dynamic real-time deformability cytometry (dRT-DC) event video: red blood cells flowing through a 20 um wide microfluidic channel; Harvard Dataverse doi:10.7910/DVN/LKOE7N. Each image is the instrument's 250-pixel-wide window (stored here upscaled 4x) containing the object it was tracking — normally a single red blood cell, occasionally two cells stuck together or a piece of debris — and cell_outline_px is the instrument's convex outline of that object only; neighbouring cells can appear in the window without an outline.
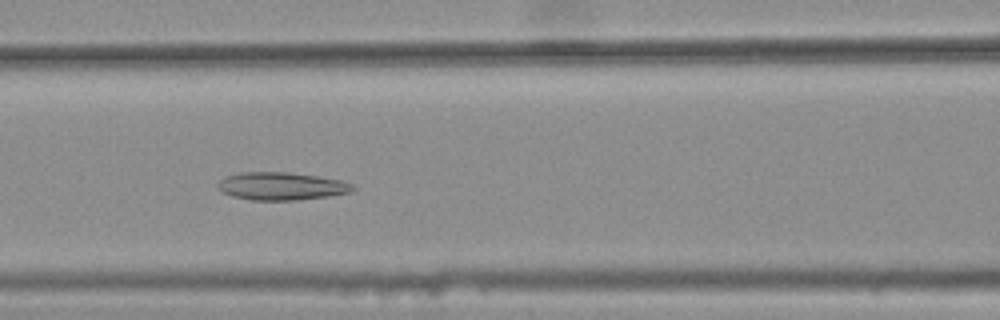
{"species": "common noctule bat (a hibernating species)", "species_latin": "Nyctalus noctula", "temperature_condition": "warm", "stored_images_in_passage": 42, "camera_frame_rate_fps": 3000, "um_per_image_px": 0.085, "animal": {"sex": "female", "body_mass_g": 25.1}, "frame": {"image": 1, "passage_image": 22, "time_ms": 7.0, "image_size_px": [1000, 320], "cell_outline_px": [[356, 188], [348, 192], [328, 196], [296, 200], [252, 200], [232, 196], [216, 188], [216, 184], [224, 176], [240, 172], [288, 172], [316, 176], [340, 180], [352, 184]], "centroid_in_image_um": [23.86, 15.82], "position_along_channel_um": 142.7, "area_um2": 21.79}}
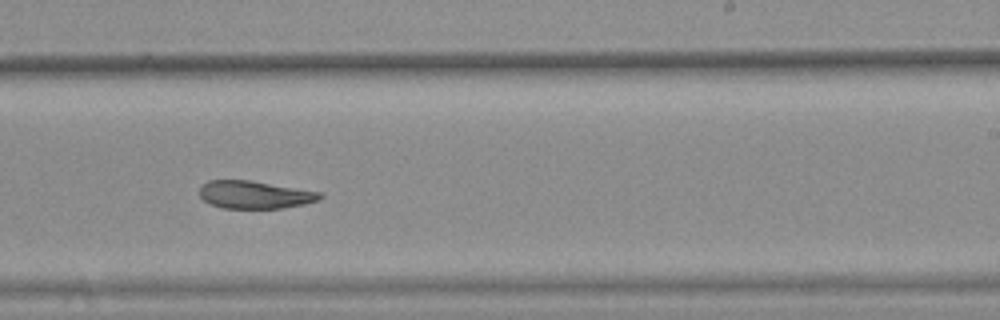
{"frame": {"image": 2, "passage_image": 32, "time_ms": 10.333, "image_size_px": [1000, 320], "cell_outline_px": [[324, 196], [320, 200], [304, 204], [280, 208], [224, 208], [212, 204], [204, 200], [200, 196], [200, 184], [208, 180], [248, 180], [320, 192]], "centroid_in_image_um": [21.64, 16.54], "position_along_channel_um": 267.4, "area_um2": 19.31}}
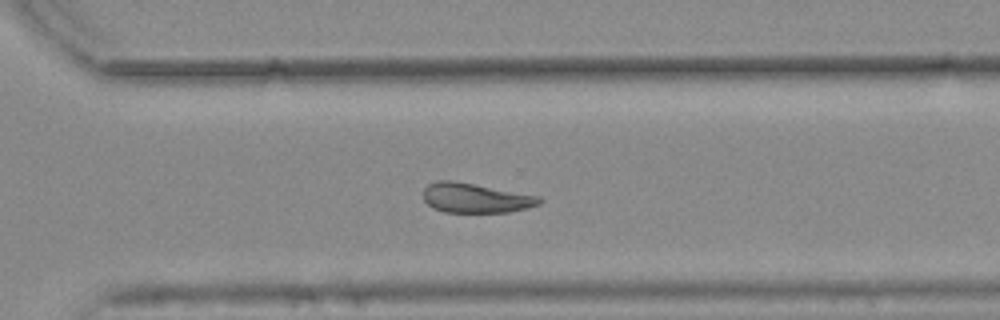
{"frame": {"image": 3, "passage_image": 37, "time_ms": 12.0, "image_size_px": [1000, 320], "cell_outline_px": [[544, 200], [540, 204], [528, 208], [508, 212], [444, 212], [432, 208], [424, 200], [424, 188], [428, 184], [440, 180], [452, 180], [540, 196]], "centroid_in_image_um": [40.44, 16.83], "position_along_channel_um": 330.2, "area_um2": 20.06}, "authors_computed_cell_mechanics": {"area_um2": 21.5594, "velocity_mm_per_s": 3.7608, "shape_relaxation_time_tau1_ms": null, "shape_relaxation_time_tau2_ms": 4.973, "deformation_change_tau1": null, "deformation_change_tau2": 0.1218}}